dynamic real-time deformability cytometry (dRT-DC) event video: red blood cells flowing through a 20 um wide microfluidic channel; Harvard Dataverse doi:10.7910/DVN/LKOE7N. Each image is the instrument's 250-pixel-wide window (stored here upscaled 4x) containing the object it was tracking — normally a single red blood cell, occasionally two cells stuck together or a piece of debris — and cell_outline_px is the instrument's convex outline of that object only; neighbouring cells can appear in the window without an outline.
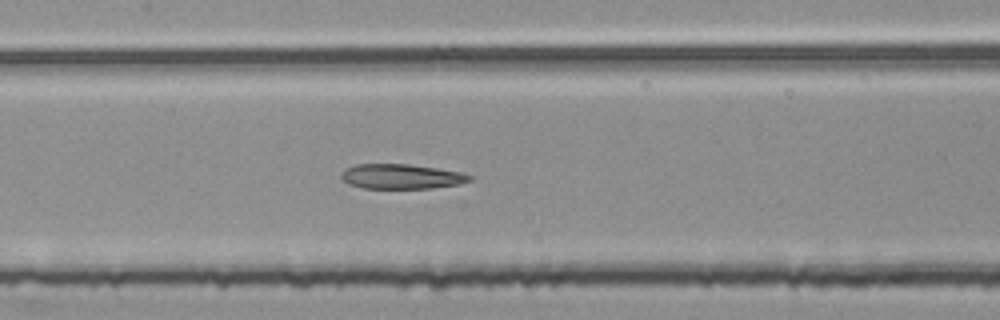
{"species": "common noctule bat (a hibernating species)", "species_latin": "Nyctalus noctula", "temperature_condition": "room temperature", "stored_images_in_passage": 54, "segment_of_instrument_passage": [2, 2], "camera_frame_rate_fps": 3000, "um_per_image_px": 0.085, "animal": {"sex": "female", "body_mass_g": 25.1}, "frame": {"image": 1, "passage_image": 26, "time_ms": 8.333, "image_size_px": [1000, 320], "cell_outline_px": [[472, 180], [460, 184], [432, 188], [364, 188], [348, 184], [340, 176], [348, 168], [356, 164], [408, 164], [436, 168], [460, 172], [472, 176]], "centroid_in_image_um": [34.15, 15.0], "position_along_channel_um": 173.3, "area_um2": 18.38}}
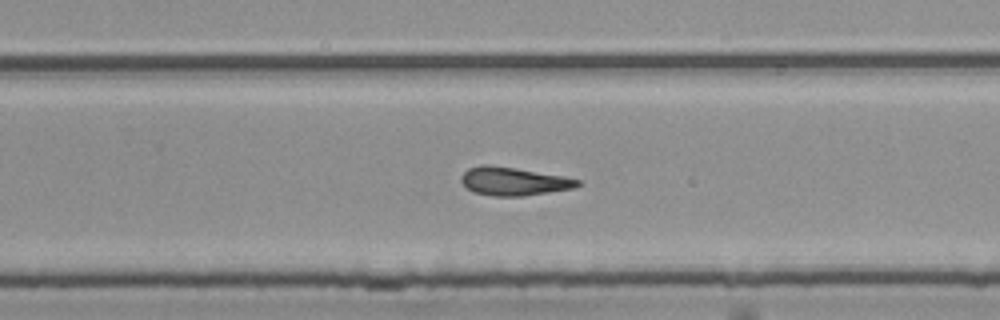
{"frame": {"image": 2, "passage_image": 35, "time_ms": 11.333, "image_size_px": [1000, 320], "cell_outline_px": [[580, 184], [572, 188], [524, 196], [492, 196], [472, 192], [460, 180], [460, 176], [468, 168], [480, 164], [488, 164], [564, 176], [580, 180]], "centroid_in_image_um": [43.6, 15.41], "position_along_channel_um": 286.2, "area_um2": 19.07}}
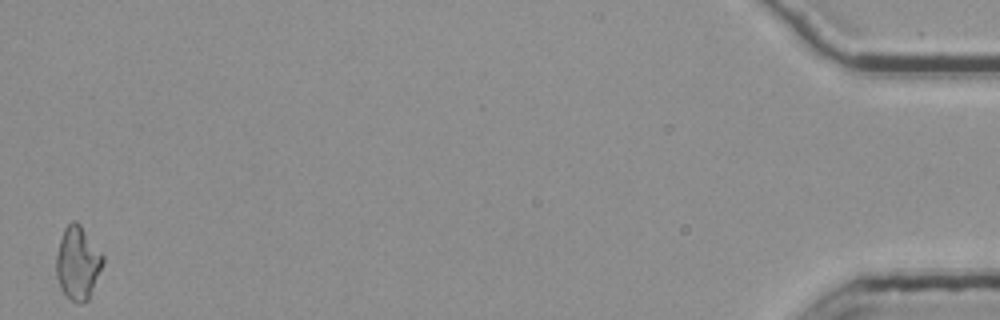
{"frame": {"image": 3, "passage_image": 54, "time_ms": 17.667, "image_size_px": [1000, 320], "cell_outline_px": [[104, 260], [88, 300], [80, 304], [76, 304], [60, 288], [56, 276], [56, 256], [60, 240], [64, 228], [72, 220], [76, 220], [80, 224], [104, 256]], "centroid_in_image_um": [6.59, 22.35], "position_along_channel_um": 428.6, "area_um2": 19.71}}